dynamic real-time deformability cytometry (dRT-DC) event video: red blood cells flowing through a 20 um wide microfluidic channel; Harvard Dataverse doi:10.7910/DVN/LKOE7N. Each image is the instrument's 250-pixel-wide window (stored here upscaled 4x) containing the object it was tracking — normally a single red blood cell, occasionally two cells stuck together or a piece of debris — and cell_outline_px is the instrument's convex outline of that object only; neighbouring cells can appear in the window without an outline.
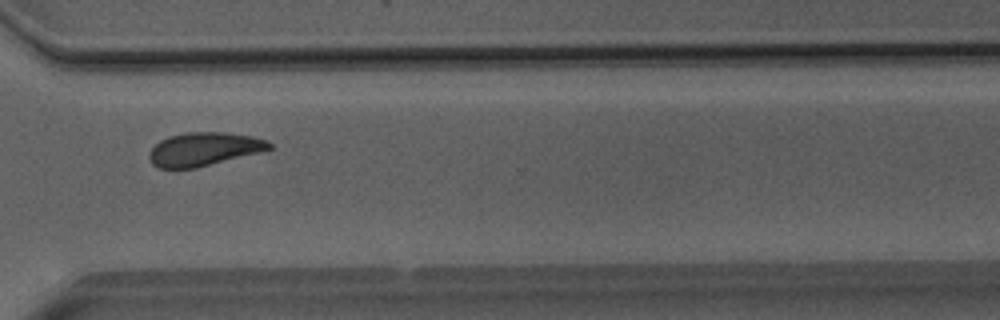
{"species": "Egyptian fruit bat (a non-hibernating species)", "species_latin": "Rousettus aegyptiacus", "temperature_condition": "room temperature", "stored_images_in_passage": 44, "camera_frame_rate_fps": 3000, "um_per_image_px": 0.085, "animal": {"sex": "male"}, "frame": {"image": 1, "passage_image": 31, "time_ms": 10.0, "image_size_px": [1000, 320], "cell_outline_px": [[272, 148], [260, 152], [196, 168], [156, 168], [152, 164], [148, 156], [152, 148], [160, 140], [168, 136], [188, 132], [224, 132], [252, 136], [268, 140], [272, 144]], "centroid_in_image_um": [17.33, 12.67], "position_along_channel_um": 353.3, "area_um2": 23.41}}
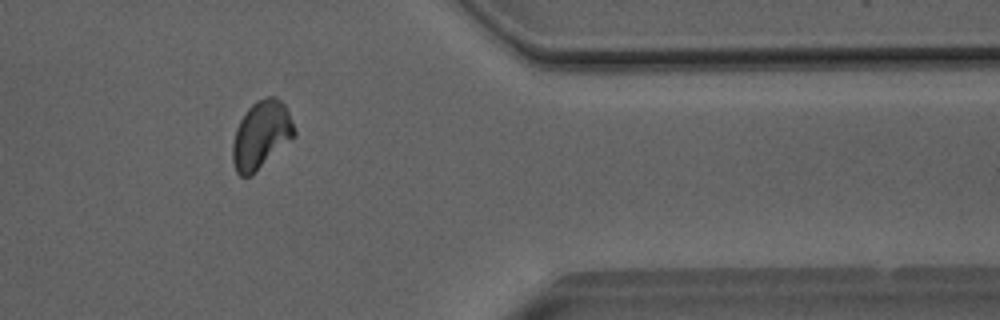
{"frame": {"image": 2, "passage_image": 35, "time_ms": 11.333, "image_size_px": [1000, 320], "cell_outline_px": [[296, 136], [248, 176], [240, 176], [236, 172], [232, 160], [232, 144], [236, 128], [240, 120], [248, 108], [256, 100], [268, 96], [276, 96], [284, 104], [288, 112], [296, 132]], "centroid_in_image_um": [22.19, 11.42], "position_along_channel_um": 389.2, "area_um2": 23.99}}
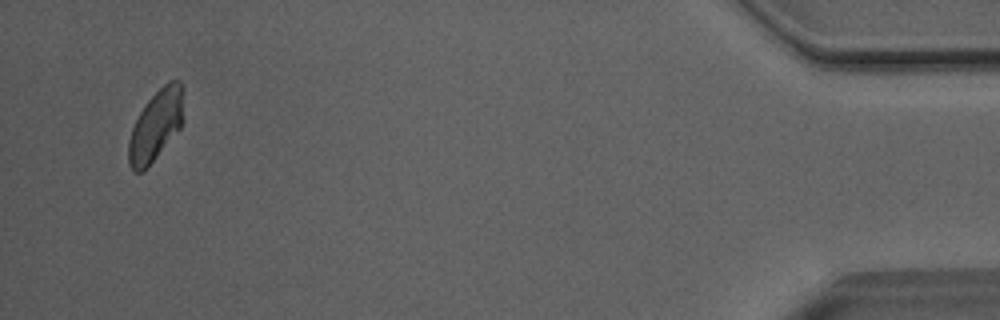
{"frame": {"image": 3, "passage_image": 42, "time_ms": 13.667, "image_size_px": [1000, 320], "cell_outline_px": [[184, 120], [180, 128], [144, 172], [136, 172], [128, 164], [128, 140], [132, 128], [144, 104], [168, 80], [180, 80], [184, 88]], "centroid_in_image_um": [13.28, 10.63], "position_along_channel_um": 421.9, "area_um2": 23.0}, "authors_computed_cell_mechanics": {"area_um2": 23.9292, "velocity_mm_per_s": 4.055, "shape_relaxation_time_tau1_ms": 6.3612, "shape_relaxation_time_tau2_ms": 4.3291, "deformation_change_tau1": 0.1507, "deformation_change_tau2": 0.0627}}